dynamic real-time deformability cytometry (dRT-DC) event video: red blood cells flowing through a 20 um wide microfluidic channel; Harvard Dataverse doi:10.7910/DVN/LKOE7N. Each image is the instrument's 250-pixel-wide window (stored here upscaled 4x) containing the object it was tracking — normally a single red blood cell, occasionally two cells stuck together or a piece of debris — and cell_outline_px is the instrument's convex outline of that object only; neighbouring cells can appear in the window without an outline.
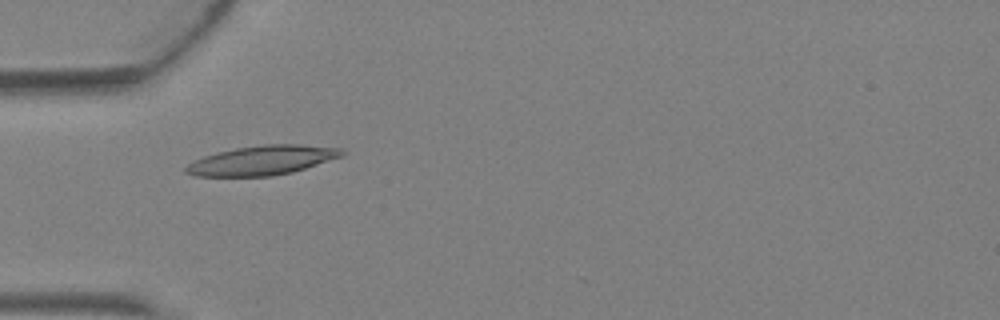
{"species": "Egyptian fruit bat (a non-hibernating species)", "species_latin": "Rousettus aegyptiacus", "temperature_condition": "warm", "stored_images_in_passage": 2, "camera_frame_rate_fps": 3000, "um_per_image_px": 0.085, "animal": {"sex": "female"}, "frame": {"image": 1, "passage_image": 2, "time_ms": 0.333, "image_size_px": [1000, 320], "cell_outline_px": [[344, 156], [292, 172], [272, 176], [196, 176], [184, 172], [184, 168], [188, 164], [204, 156], [216, 152], [236, 148], [264, 144], [300, 144], [340, 148], [344, 152]], "centroid_in_image_um": [22.29, 13.62], "position_along_channel_um": 62.7, "area_um2": 26.65}}